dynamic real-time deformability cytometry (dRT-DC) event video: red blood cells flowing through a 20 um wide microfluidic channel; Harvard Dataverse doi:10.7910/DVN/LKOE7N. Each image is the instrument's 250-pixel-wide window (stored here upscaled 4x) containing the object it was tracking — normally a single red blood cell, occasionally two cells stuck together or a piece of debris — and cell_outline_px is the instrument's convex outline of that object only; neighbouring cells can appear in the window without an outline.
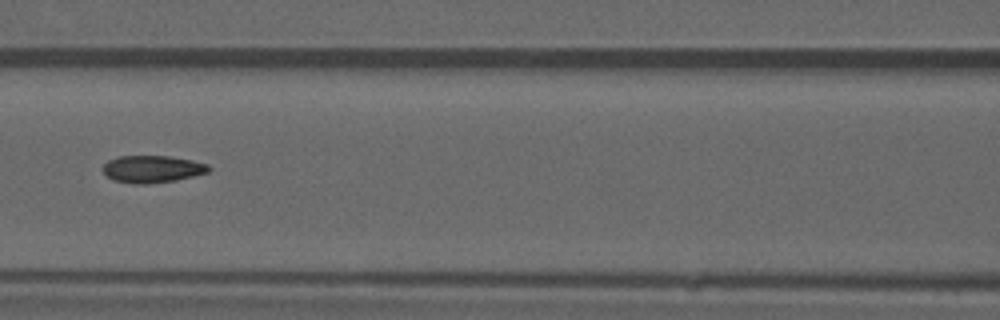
{"species": "common noctule bat (a hibernating species)", "species_latin": "Nyctalus noctula", "temperature_condition": "warm", "stored_images_in_passage": 50, "camera_frame_rate_fps": 3000, "um_per_image_px": 0.085, "animal": {"sex": "male", "forearm_length_mm": 52.5}, "frame": {"image": 1, "passage_image": 22, "time_ms": 7.0, "image_size_px": [1000, 320], "cell_outline_px": [[212, 168], [208, 172], [176, 180], [148, 184], [132, 184], [112, 180], [104, 172], [104, 164], [108, 160], [120, 156], [168, 156], [192, 160], [208, 164]], "centroid_in_image_um": [12.95, 14.37], "position_along_channel_um": 153.6, "area_um2": 16.76}, "authors_computed_cell_mechanics": {"area_um2": 16.762, "velocity_mm_per_s": 4.031, "shape_relaxation_time_tau1_ms": null, "shape_relaxation_time_tau2_ms": 2.7169, "deformation_change_tau1": null, "deformation_change_tau2": 0.1065}}